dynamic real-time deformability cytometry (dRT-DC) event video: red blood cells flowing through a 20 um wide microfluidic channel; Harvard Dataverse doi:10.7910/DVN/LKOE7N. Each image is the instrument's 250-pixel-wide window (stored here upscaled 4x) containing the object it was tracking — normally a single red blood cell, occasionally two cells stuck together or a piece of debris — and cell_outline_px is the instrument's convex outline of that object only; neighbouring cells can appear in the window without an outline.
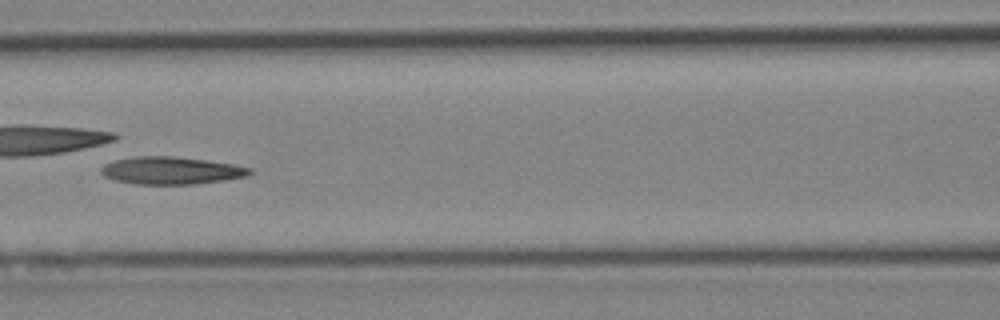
{"species": "Egyptian fruit bat (a non-hibernating species)", "species_latin": "Rousettus aegyptiacus", "temperature_condition": "cold", "stored_images_in_passage": 43, "camera_frame_rate_fps": 3000, "um_per_image_px": 0.085, "animal": {"sex": "female"}, "frame": {"image": 1, "passage_image": 19, "time_ms": 6.0, "image_size_px": [1000, 320], "cell_outline_px": [[252, 172], [248, 176], [224, 180], [196, 184], [136, 184], [116, 180], [104, 176], [100, 172], [100, 168], [104, 164], [116, 160], [132, 156], [172, 156], [204, 160], [232, 164], [252, 168]], "centroid_in_image_um": [14.54, 14.49], "position_along_channel_um": 152.1, "area_um2": 23.76}}